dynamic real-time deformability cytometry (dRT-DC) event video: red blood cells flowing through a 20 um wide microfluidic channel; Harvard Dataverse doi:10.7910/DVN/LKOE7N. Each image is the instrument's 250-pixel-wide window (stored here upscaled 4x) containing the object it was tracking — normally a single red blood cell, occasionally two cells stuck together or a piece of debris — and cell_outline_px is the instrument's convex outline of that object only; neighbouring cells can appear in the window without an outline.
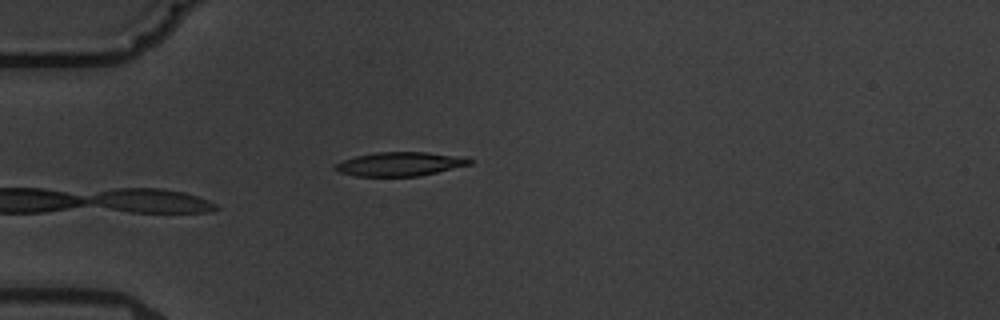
{"species": "common noctule bat (a hibernating species)", "species_latin": "Nyctalus noctula", "temperature_condition": "warm", "stored_images_in_passage": 4, "camera_frame_rate_fps": 3000, "um_per_image_px": 0.085, "animal": {"sex": "male", "body_mass_g": 19.5, "forearm_length_mm": 54.6}, "frame": {"image": 1, "passage_image": 3, "time_ms": 2.333, "image_size_px": [1000, 320], "cell_outline_px": [[472, 164], [436, 172], [416, 176], [356, 176], [336, 172], [332, 168], [336, 164], [344, 160], [356, 156], [376, 152], [428, 152], [452, 156], [472, 160]], "centroid_in_image_um": [33.9, 13.95], "position_along_channel_um": 51.1, "area_um2": 18.44}}